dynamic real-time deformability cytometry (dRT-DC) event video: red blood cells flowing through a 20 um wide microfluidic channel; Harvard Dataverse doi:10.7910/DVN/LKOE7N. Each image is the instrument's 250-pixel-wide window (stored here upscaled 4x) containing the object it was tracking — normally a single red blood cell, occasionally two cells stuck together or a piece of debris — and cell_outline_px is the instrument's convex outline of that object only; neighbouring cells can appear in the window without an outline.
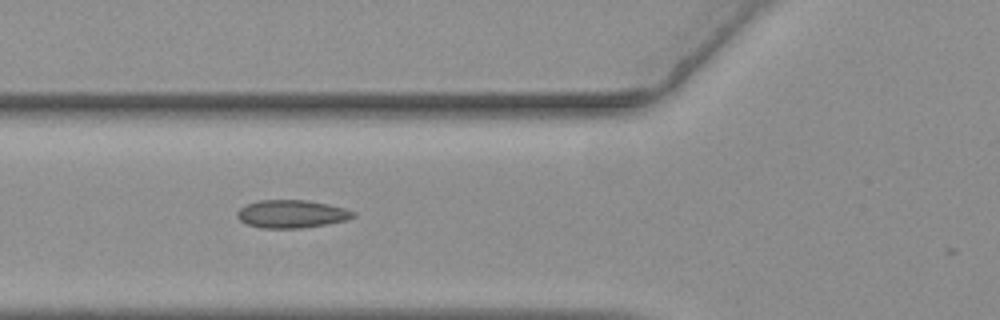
{"species": "common noctule bat (a hibernating species)", "species_latin": "Nyctalus noctula", "temperature_condition": "warm", "stored_images_in_passage": 38, "camera_frame_rate_fps": 3000, "um_per_image_px": 0.085, "animal": {"sex": "female", "body_mass_g": 19.3, "forearm_length_mm": 54.1}, "frame": {"image": 1, "passage_image": 7, "time_ms": 2.0, "image_size_px": [1000, 320], "cell_outline_px": [[356, 216], [348, 220], [300, 228], [260, 228], [248, 224], [240, 220], [236, 216], [236, 212], [240, 208], [256, 200], [308, 200], [328, 204], [344, 208], [356, 212]], "centroid_in_image_um": [24.79, 18.18], "position_along_channel_um": 101.0, "area_um2": 18.9}}
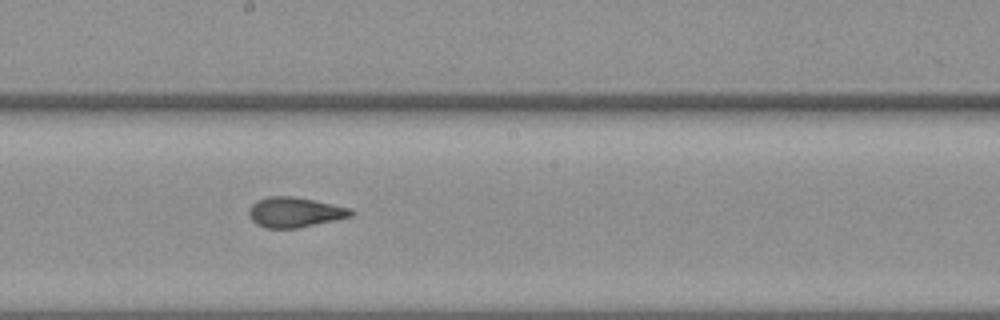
{"frame": {"image": 2, "passage_image": 17, "time_ms": 5.333, "image_size_px": [1000, 320], "cell_outline_px": [[356, 212], [352, 216], [336, 220], [296, 228], [264, 228], [256, 224], [252, 220], [248, 212], [248, 208], [256, 200], [268, 196], [296, 196], [352, 208]], "centroid_in_image_um": [25.07, 18.03], "position_along_channel_um": 223.1, "area_um2": 18.15}}
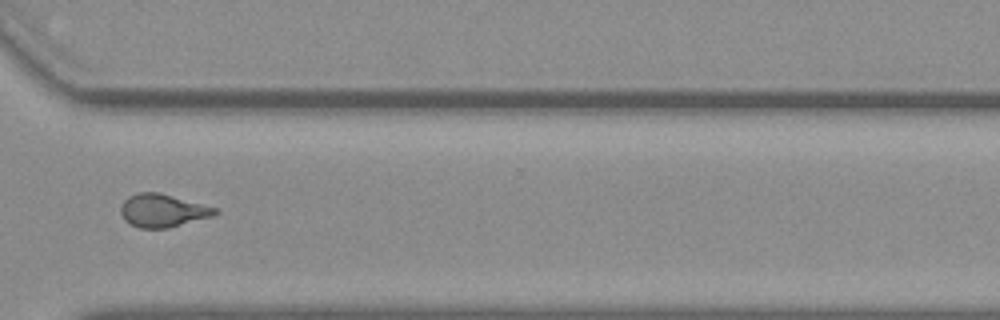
{"frame": {"image": 3, "passage_image": 28, "time_ms": 9.0, "image_size_px": [1000, 320], "cell_outline_px": [[220, 212], [212, 216], [168, 228], [140, 228], [124, 220], [120, 212], [120, 204], [128, 196], [140, 192], [160, 192], [216, 208]], "centroid_in_image_um": [13.8, 17.89], "position_along_channel_um": 356.8, "area_um2": 18.09}, "authors_computed_cell_mechanics": {"area_um2": 18.0047, "velocity_mm_per_s": 3.6474, "shape_relaxation_time_tau1_ms": null, "shape_relaxation_time_tau2_ms": 1.6067, "deformation_change_tau1": null, "deformation_change_tau2": 0.0713}}